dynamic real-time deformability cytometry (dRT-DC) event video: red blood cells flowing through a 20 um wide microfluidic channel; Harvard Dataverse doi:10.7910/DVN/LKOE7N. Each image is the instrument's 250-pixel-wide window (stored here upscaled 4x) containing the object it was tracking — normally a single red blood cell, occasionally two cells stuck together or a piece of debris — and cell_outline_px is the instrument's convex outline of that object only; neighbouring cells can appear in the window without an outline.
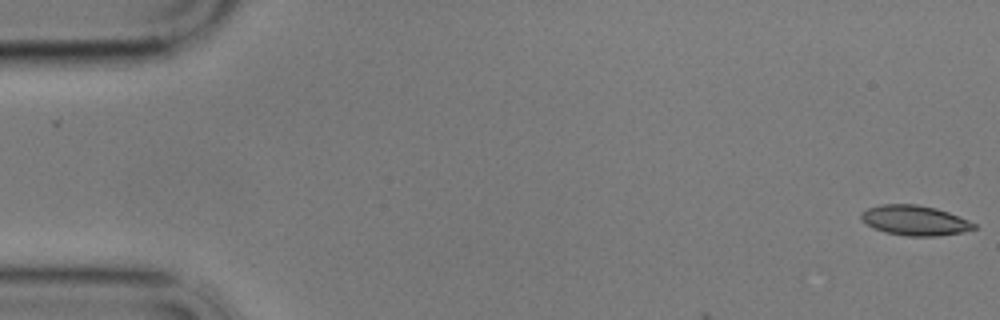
{"species": "common noctule bat (a hibernating species)", "species_latin": "Nyctalus noctula", "temperature_condition": "cold", "stored_images_in_passage": 58, "camera_frame_rate_fps": 3000, "um_per_image_px": 0.085, "animal": {"sex": "male", "body_mass_g": 17.9}, "frame": {"image": 1, "passage_image": 1, "time_ms": 0.0, "image_size_px": [1000, 320], "cell_outline_px": [[976, 228], [964, 232], [936, 236], [904, 236], [884, 232], [872, 228], [860, 220], [860, 212], [868, 208], [880, 204], [916, 204], [936, 208], [948, 212], [968, 220], [976, 224]], "centroid_in_image_um": [77.71, 18.74], "position_along_channel_um": 7.3, "area_um2": 19.94}}
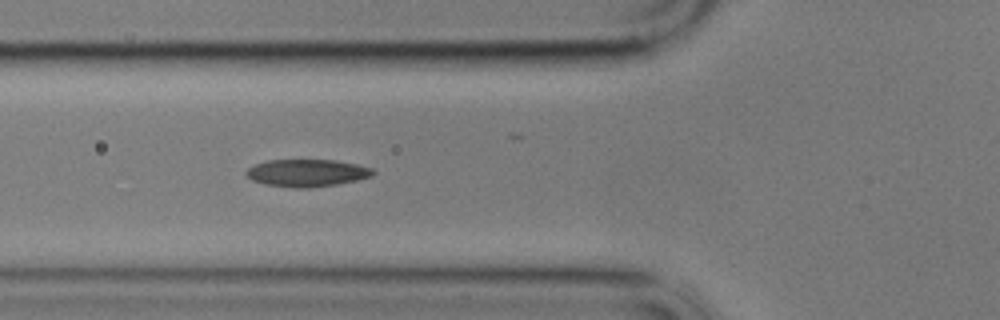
{"frame": {"image": 2, "passage_image": 21, "time_ms": 6.667, "image_size_px": [1000, 320], "cell_outline_px": [[376, 172], [372, 176], [356, 180], [336, 184], [308, 188], [296, 188], [264, 184], [252, 180], [244, 172], [248, 168], [256, 164], [268, 160], [336, 160], [356, 164], [372, 168]], "centroid_in_image_um": [26.09, 14.7], "position_along_channel_um": 99.7, "area_um2": 20.11}}
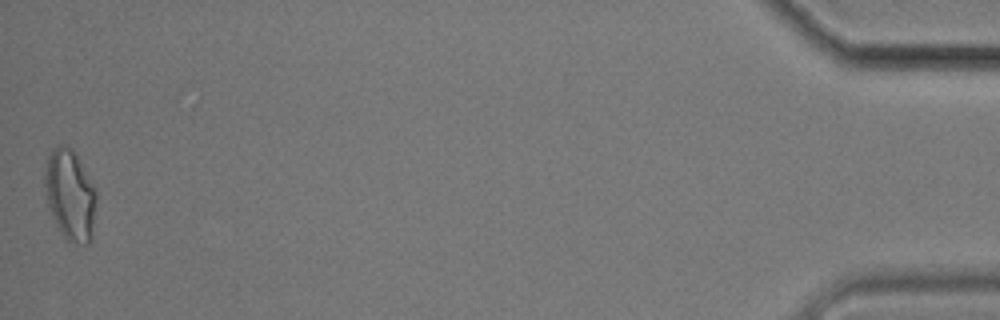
{"frame": {"image": 3, "passage_image": 58, "time_ms": 19.0, "image_size_px": [1000, 320], "cell_outline_px": [[96, 204], [92, 240], [88, 244], [84, 244], [68, 240], [60, 232], [52, 216], [48, 204], [44, 184], [44, 172], [48, 156], [52, 148], [56, 144], [64, 144], [72, 148], [92, 184], [96, 192]], "centroid_in_image_um": [5.95, 16.56], "position_along_channel_um": 429.3, "area_um2": 27.17}, "authors_computed_cell_mechanics": {"area_um2": 19.7965, "velocity_mm_per_s": 3.4279, "shape_relaxation_time_tau1_ms": null, "shape_relaxation_time_tau2_ms": 3.273, "deformation_change_tau1": null, "deformation_change_tau2": 0.0855}}